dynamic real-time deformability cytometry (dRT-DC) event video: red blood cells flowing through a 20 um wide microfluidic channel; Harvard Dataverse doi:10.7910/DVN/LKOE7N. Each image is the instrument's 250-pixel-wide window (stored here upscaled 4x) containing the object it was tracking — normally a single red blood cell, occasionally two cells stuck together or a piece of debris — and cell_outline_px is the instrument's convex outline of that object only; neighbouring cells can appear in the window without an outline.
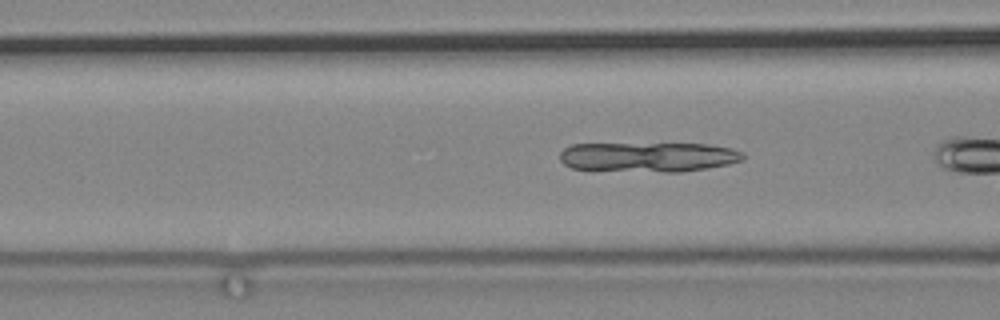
{"species": "common noctule bat (a hibernating species)", "species_latin": "Nyctalus noctula", "temperature_condition": "cold", "stored_images_in_passage": 14, "camera_frame_rate_fps": 3000, "um_per_image_px": 0.085, "animal": {"sex": "male", "body_mass_g": 19.2, "forearm_length_mm": 51.8}, "frame": {"image": 1, "passage_image": 3, "time_ms": 0.667, "image_size_px": [1000, 320], "cell_outline_px": [[744, 160], [728, 164], [680, 172], [592, 172], [572, 168], [564, 164], [560, 160], [560, 152], [564, 148], [572, 144], [708, 144], [732, 148], [744, 152]], "centroid_in_image_um": [55.03, 13.37], "position_along_channel_um": 111.6, "area_um2": 32.6}}